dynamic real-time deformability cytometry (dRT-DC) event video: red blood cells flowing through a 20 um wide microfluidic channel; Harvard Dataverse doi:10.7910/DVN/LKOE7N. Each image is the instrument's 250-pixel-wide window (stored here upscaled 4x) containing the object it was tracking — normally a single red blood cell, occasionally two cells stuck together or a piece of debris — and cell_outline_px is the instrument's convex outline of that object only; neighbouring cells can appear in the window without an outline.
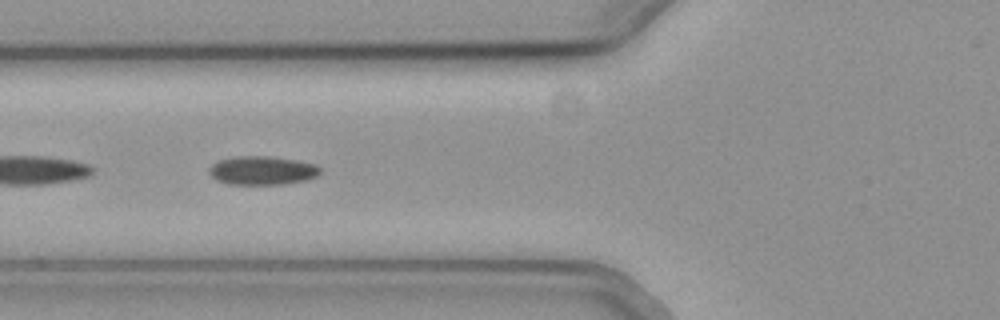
{"species": "common noctule bat (a hibernating species)", "species_latin": "Nyctalus noctula", "temperature_condition": "cold", "stored_images_in_passage": 41, "camera_frame_rate_fps": 3000, "um_per_image_px": 0.085, "animal": {"sex": "female", "body_mass_g": 19.3, "forearm_length_mm": 54.1}, "frame": {"image": 1, "passage_image": 12, "time_ms": 3.667, "image_size_px": [1000, 320], "cell_outline_px": [[320, 172], [316, 176], [304, 180], [284, 184], [228, 184], [216, 180], [208, 172], [208, 168], [212, 164], [220, 160], [236, 156], [268, 156], [296, 160], [316, 164], [320, 168]], "centroid_in_image_um": [22.26, 14.49], "position_along_channel_um": 103.5, "area_um2": 18.5}}